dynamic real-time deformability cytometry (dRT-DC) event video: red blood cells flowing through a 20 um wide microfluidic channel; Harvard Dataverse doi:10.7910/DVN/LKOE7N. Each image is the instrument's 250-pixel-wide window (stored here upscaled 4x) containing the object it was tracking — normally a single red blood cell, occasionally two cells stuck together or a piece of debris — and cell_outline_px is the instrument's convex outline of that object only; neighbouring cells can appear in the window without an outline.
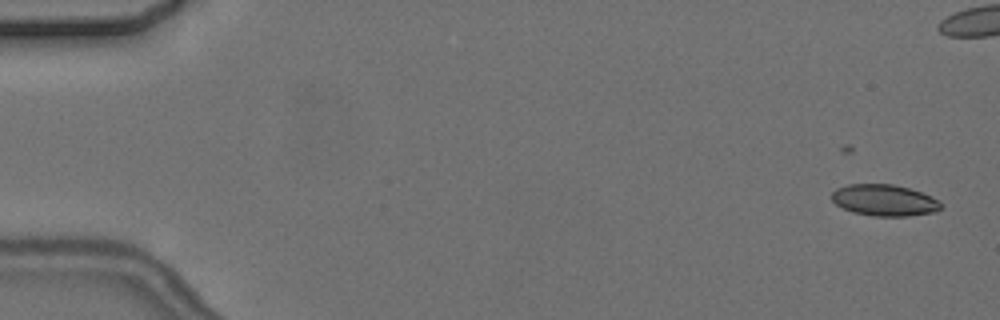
{"species": "common noctule bat (a hibernating species)", "species_latin": "Nyctalus noctula", "temperature_condition": "cold", "stored_images_in_passage": 7, "camera_frame_rate_fps": 3000, "um_per_image_px": 0.085, "animal": {"sex": "female", "body_mass_g": 24.6, "forearm_length_mm": 56.2}, "frame": {"image": 1, "passage_image": 1, "time_ms": 0.0, "image_size_px": [1000, 320], "cell_outline_px": [[944, 204], [936, 212], [908, 216], [872, 216], [852, 212], [836, 204], [832, 200], [832, 192], [836, 188], [848, 184], [892, 184], [908, 188], [932, 196], [940, 200]], "centroid_in_image_um": [75.19, 17.02], "position_along_channel_um": 9.8, "area_um2": 20.11}}
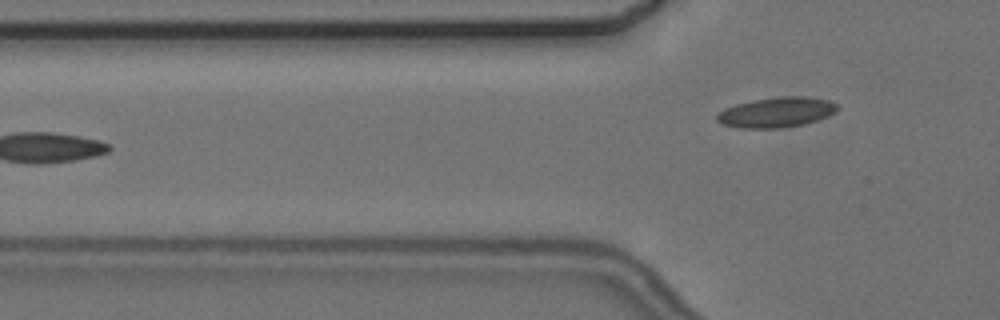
{"frame": {"image": 2, "passage_image": 7, "time_ms": 7.0, "image_size_px": [1000, 320], "cell_outline_px": [[840, 108], [836, 112], [828, 116], [804, 124], [780, 128], [740, 128], [720, 124], [716, 120], [716, 116], [724, 108], [736, 104], [752, 100], [780, 96], [804, 96], [828, 100], [840, 104]], "centroid_in_image_um": [66.02, 9.54], "position_along_channel_um": 59.8, "area_um2": 21.39}}